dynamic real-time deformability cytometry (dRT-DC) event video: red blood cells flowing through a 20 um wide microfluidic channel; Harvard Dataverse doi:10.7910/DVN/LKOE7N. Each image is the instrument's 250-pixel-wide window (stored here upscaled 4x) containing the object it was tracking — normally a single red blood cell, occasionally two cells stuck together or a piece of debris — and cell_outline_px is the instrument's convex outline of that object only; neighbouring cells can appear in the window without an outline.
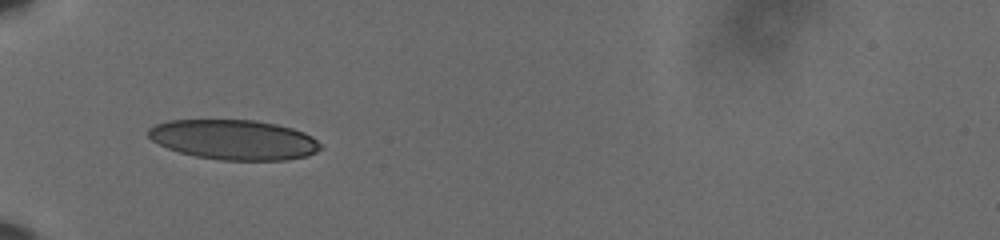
{"species": "human", "species_latin": "Homo sapiens", "temperature_condition": "cold", "stored_images_in_passage": 38, "camera_frame_rate_fps": 3000, "um_per_image_px": 0.085, "donor": {"sex": "male"}, "frame": {"image": 1, "passage_image": 1, "time_ms": 0.0, "image_size_px": [1000, 240], "cell_outline_px": [[324, 148], [308, 156], [284, 160], [220, 160], [196, 156], [180, 152], [168, 148], [152, 140], [148, 136], [148, 128], [156, 124], [168, 120], [256, 120], [276, 124], [292, 128], [304, 132], [312, 136]], "centroid_in_image_um": [19.91, 11.87], "position_along_channel_um": 65.1, "area_um2": 40.11}}
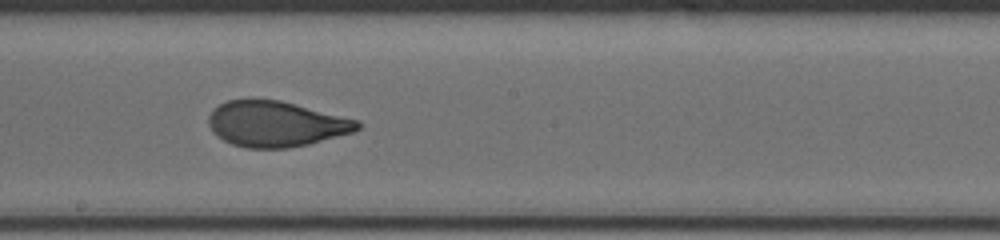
{"frame": {"image": 2, "passage_image": 15, "time_ms": 4.667, "image_size_px": [1000, 240], "cell_outline_px": [[360, 128], [352, 132], [308, 144], [288, 148], [248, 148], [232, 144], [216, 136], [212, 132], [208, 124], [208, 116], [220, 104], [228, 100], [248, 96], [252, 96], [280, 100], [360, 120]], "centroid_in_image_um": [23.41, 10.5], "position_along_channel_um": 224.8, "area_um2": 40.11}}
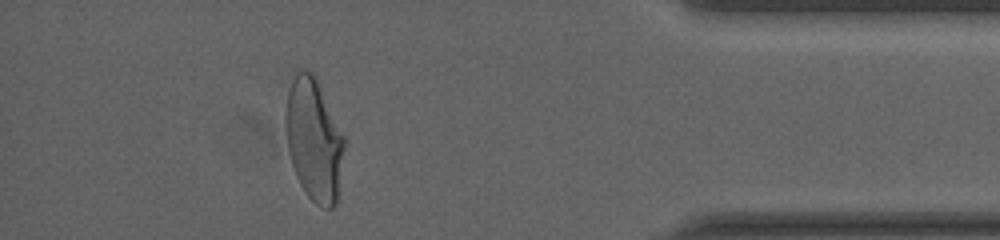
{"frame": {"image": 3, "passage_image": 33, "time_ms": 10.667, "image_size_px": [1000, 240], "cell_outline_px": [[344, 148], [336, 204], [332, 208], [324, 208], [316, 204], [308, 196], [300, 184], [296, 176], [288, 152], [284, 120], [284, 116], [288, 92], [292, 80], [296, 72], [300, 68], [312, 72], [344, 136]], "centroid_in_image_um": [26.65, 11.89], "position_along_channel_um": 408.5, "area_um2": 41.38}, "authors_computed_cell_mechanics": {"area_um2": 40.4022, "velocity_mm_per_s": 3.6052, "shape_relaxation_time_tau1_ms": 5.8124, "shape_relaxation_time_tau2_ms": null, "deformation_change_tau1": 0.1875, "deformation_change_tau2": null}}